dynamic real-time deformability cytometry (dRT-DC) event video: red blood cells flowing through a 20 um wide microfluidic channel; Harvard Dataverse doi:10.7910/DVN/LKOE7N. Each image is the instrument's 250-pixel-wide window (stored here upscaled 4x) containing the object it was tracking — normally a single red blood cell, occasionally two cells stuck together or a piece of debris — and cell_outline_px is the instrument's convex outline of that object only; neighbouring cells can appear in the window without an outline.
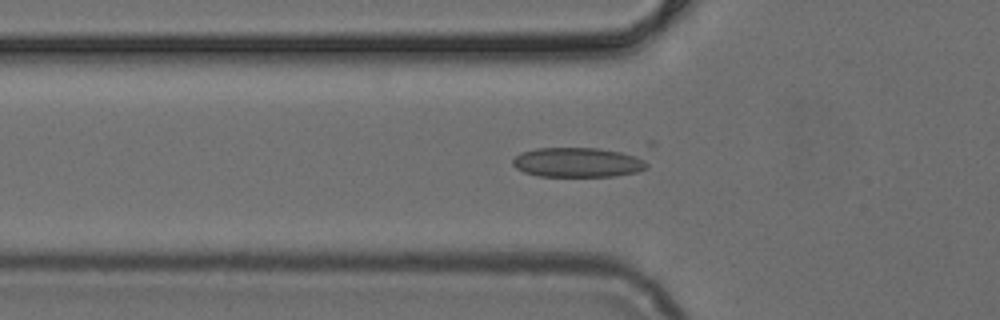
{"species": "common noctule bat (a hibernating species)", "species_latin": "Nyctalus noctula", "temperature_condition": "cold", "stored_images_in_passage": 36, "camera_frame_rate_fps": 3000, "um_per_image_px": 0.085, "animal": {"sex": "female", "body_mass_g": 24.6, "forearm_length_mm": 56.2}, "frame": {"image": 1, "passage_image": 11, "time_ms": 3.333, "image_size_px": [1000, 320], "cell_outline_px": [[656, 144], [648, 168], [636, 172], [616, 176], [540, 176], [524, 172], [516, 168], [512, 164], [512, 160], [520, 152], [536, 148], [648, 140], [652, 140]], "centroid_in_image_um": [49.9, 13.55], "position_along_channel_um": 75.9, "area_um2": 29.25}}
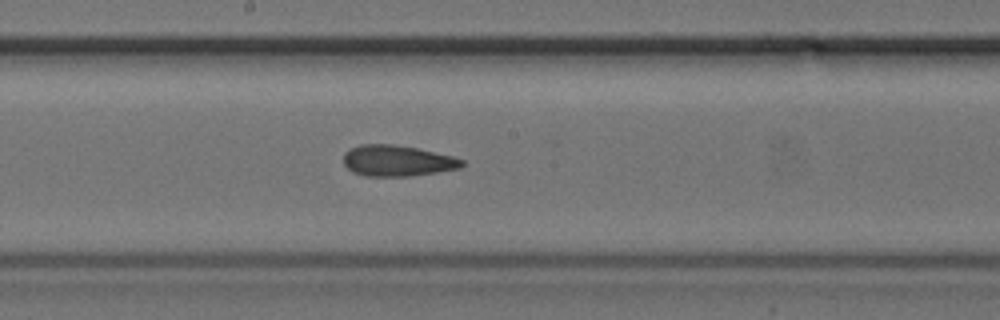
{"frame": {"image": 2, "passage_image": 21, "time_ms": 6.667, "image_size_px": [1000, 320], "cell_outline_px": [[464, 164], [460, 168], [436, 172], [408, 176], [364, 176], [352, 172], [344, 164], [344, 152], [360, 144], [392, 144], [416, 148], [452, 156], [464, 160]], "centroid_in_image_um": [33.74, 13.66], "position_along_channel_um": 214.5, "area_um2": 21.27}}
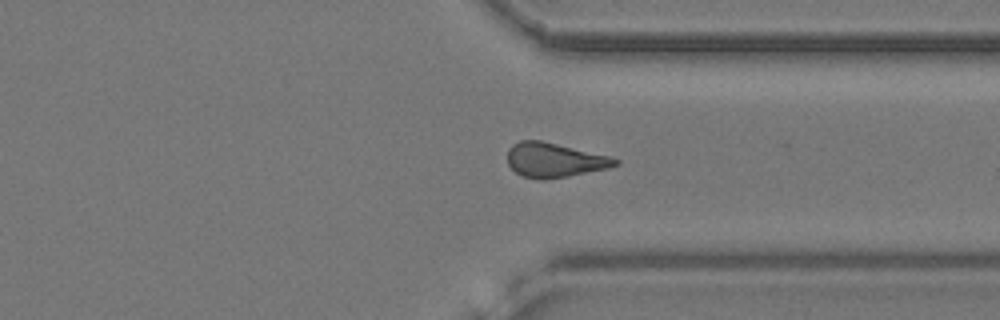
{"frame": {"image": 3, "passage_image": 32, "time_ms": 10.333, "image_size_px": [1000, 320], "cell_outline_px": [[620, 164], [608, 168], [568, 176], [544, 180], [540, 180], [524, 176], [516, 172], [508, 164], [508, 148], [512, 144], [520, 140], [540, 140], [608, 156], [620, 160]], "centroid_in_image_um": [47.11, 13.61], "position_along_channel_um": 364.3, "area_um2": 21.44}}